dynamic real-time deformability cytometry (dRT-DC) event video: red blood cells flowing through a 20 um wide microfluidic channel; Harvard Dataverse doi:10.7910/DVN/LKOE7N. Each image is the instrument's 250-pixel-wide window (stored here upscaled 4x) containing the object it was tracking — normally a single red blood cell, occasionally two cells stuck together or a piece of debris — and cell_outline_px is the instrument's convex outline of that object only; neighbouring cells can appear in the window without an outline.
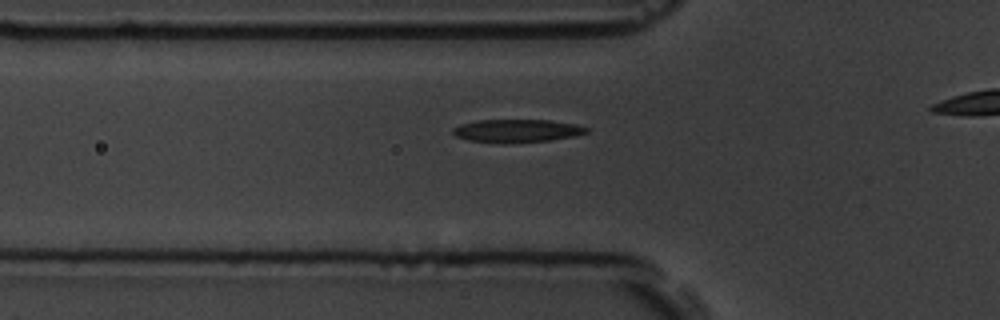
{"species": "common noctule bat (a hibernating species)", "species_latin": "Nyctalus noctula", "temperature_condition": "room temperature", "stored_images_in_passage": 4, "camera_frame_rate_fps": 3000, "um_per_image_px": 0.085, "animal": {"sex": "male", "body_mass_g": 19.5, "forearm_length_mm": 54.6}, "frame": {"image": 1, "passage_image": 4, "time_ms": 3.333, "image_size_px": [1000, 320], "cell_outline_px": [[588, 132], [572, 136], [548, 140], [504, 144], [468, 140], [456, 136], [452, 132], [452, 128], [460, 124], [476, 120], [548, 120], [576, 124], [588, 128]], "centroid_in_image_um": [43.88, 11.12], "position_along_channel_um": 81.9, "area_um2": 17.92}}